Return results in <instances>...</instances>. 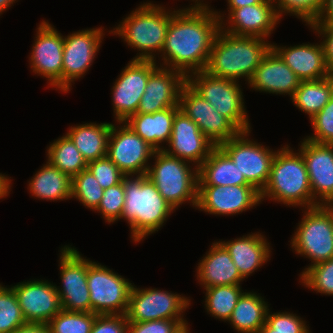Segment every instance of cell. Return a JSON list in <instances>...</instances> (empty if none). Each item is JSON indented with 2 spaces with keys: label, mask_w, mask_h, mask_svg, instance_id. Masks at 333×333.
I'll return each mask as SVG.
<instances>
[{
  "label": "cell",
  "mask_w": 333,
  "mask_h": 333,
  "mask_svg": "<svg viewBox=\"0 0 333 333\" xmlns=\"http://www.w3.org/2000/svg\"><path fill=\"white\" fill-rule=\"evenodd\" d=\"M191 300L183 294L158 288H139L133 284L126 313L128 322L186 320Z\"/></svg>",
  "instance_id": "cell-10"
},
{
  "label": "cell",
  "mask_w": 333,
  "mask_h": 333,
  "mask_svg": "<svg viewBox=\"0 0 333 333\" xmlns=\"http://www.w3.org/2000/svg\"><path fill=\"white\" fill-rule=\"evenodd\" d=\"M310 122L314 133L305 138L311 142L333 145V95Z\"/></svg>",
  "instance_id": "cell-42"
},
{
  "label": "cell",
  "mask_w": 333,
  "mask_h": 333,
  "mask_svg": "<svg viewBox=\"0 0 333 333\" xmlns=\"http://www.w3.org/2000/svg\"><path fill=\"white\" fill-rule=\"evenodd\" d=\"M186 82L187 77L180 71L158 65L149 76L137 113L179 107L180 91Z\"/></svg>",
  "instance_id": "cell-23"
},
{
  "label": "cell",
  "mask_w": 333,
  "mask_h": 333,
  "mask_svg": "<svg viewBox=\"0 0 333 333\" xmlns=\"http://www.w3.org/2000/svg\"><path fill=\"white\" fill-rule=\"evenodd\" d=\"M158 66L154 60H133L121 70L111 88L115 122H125L137 113L151 72Z\"/></svg>",
  "instance_id": "cell-16"
},
{
  "label": "cell",
  "mask_w": 333,
  "mask_h": 333,
  "mask_svg": "<svg viewBox=\"0 0 333 333\" xmlns=\"http://www.w3.org/2000/svg\"><path fill=\"white\" fill-rule=\"evenodd\" d=\"M112 123H84L69 127L66 135L73 141L86 162L107 156V144Z\"/></svg>",
  "instance_id": "cell-31"
},
{
  "label": "cell",
  "mask_w": 333,
  "mask_h": 333,
  "mask_svg": "<svg viewBox=\"0 0 333 333\" xmlns=\"http://www.w3.org/2000/svg\"><path fill=\"white\" fill-rule=\"evenodd\" d=\"M299 276V283L306 289L333 296V258L308 267Z\"/></svg>",
  "instance_id": "cell-39"
},
{
  "label": "cell",
  "mask_w": 333,
  "mask_h": 333,
  "mask_svg": "<svg viewBox=\"0 0 333 333\" xmlns=\"http://www.w3.org/2000/svg\"><path fill=\"white\" fill-rule=\"evenodd\" d=\"M250 185L232 159L216 146L198 167V186Z\"/></svg>",
  "instance_id": "cell-29"
},
{
  "label": "cell",
  "mask_w": 333,
  "mask_h": 333,
  "mask_svg": "<svg viewBox=\"0 0 333 333\" xmlns=\"http://www.w3.org/2000/svg\"><path fill=\"white\" fill-rule=\"evenodd\" d=\"M125 205V189L124 182L110 186L104 189L103 197L94 210L95 213H100L101 218L108 224L115 223L121 220V215Z\"/></svg>",
  "instance_id": "cell-41"
},
{
  "label": "cell",
  "mask_w": 333,
  "mask_h": 333,
  "mask_svg": "<svg viewBox=\"0 0 333 333\" xmlns=\"http://www.w3.org/2000/svg\"><path fill=\"white\" fill-rule=\"evenodd\" d=\"M179 109L192 119L215 146L236 137L241 131L201 97L187 82L180 91Z\"/></svg>",
  "instance_id": "cell-18"
},
{
  "label": "cell",
  "mask_w": 333,
  "mask_h": 333,
  "mask_svg": "<svg viewBox=\"0 0 333 333\" xmlns=\"http://www.w3.org/2000/svg\"><path fill=\"white\" fill-rule=\"evenodd\" d=\"M46 151L47 161L71 179L87 169L88 163L66 134L50 142Z\"/></svg>",
  "instance_id": "cell-34"
},
{
  "label": "cell",
  "mask_w": 333,
  "mask_h": 333,
  "mask_svg": "<svg viewBox=\"0 0 333 333\" xmlns=\"http://www.w3.org/2000/svg\"><path fill=\"white\" fill-rule=\"evenodd\" d=\"M34 38L28 57L31 71L46 78L48 87L62 92L64 35L42 19Z\"/></svg>",
  "instance_id": "cell-15"
},
{
  "label": "cell",
  "mask_w": 333,
  "mask_h": 333,
  "mask_svg": "<svg viewBox=\"0 0 333 333\" xmlns=\"http://www.w3.org/2000/svg\"><path fill=\"white\" fill-rule=\"evenodd\" d=\"M187 83L241 132L252 129L239 82L216 77L202 70L189 74Z\"/></svg>",
  "instance_id": "cell-8"
},
{
  "label": "cell",
  "mask_w": 333,
  "mask_h": 333,
  "mask_svg": "<svg viewBox=\"0 0 333 333\" xmlns=\"http://www.w3.org/2000/svg\"><path fill=\"white\" fill-rule=\"evenodd\" d=\"M18 0H0V16Z\"/></svg>",
  "instance_id": "cell-52"
},
{
  "label": "cell",
  "mask_w": 333,
  "mask_h": 333,
  "mask_svg": "<svg viewBox=\"0 0 333 333\" xmlns=\"http://www.w3.org/2000/svg\"><path fill=\"white\" fill-rule=\"evenodd\" d=\"M252 36H238L219 30L214 39L205 71L228 80L247 84L272 43ZM268 41V42H267Z\"/></svg>",
  "instance_id": "cell-3"
},
{
  "label": "cell",
  "mask_w": 333,
  "mask_h": 333,
  "mask_svg": "<svg viewBox=\"0 0 333 333\" xmlns=\"http://www.w3.org/2000/svg\"><path fill=\"white\" fill-rule=\"evenodd\" d=\"M302 140L297 151L305 161L314 202L333 206V145Z\"/></svg>",
  "instance_id": "cell-21"
},
{
  "label": "cell",
  "mask_w": 333,
  "mask_h": 333,
  "mask_svg": "<svg viewBox=\"0 0 333 333\" xmlns=\"http://www.w3.org/2000/svg\"><path fill=\"white\" fill-rule=\"evenodd\" d=\"M314 23H333V0H325L321 12Z\"/></svg>",
  "instance_id": "cell-49"
},
{
  "label": "cell",
  "mask_w": 333,
  "mask_h": 333,
  "mask_svg": "<svg viewBox=\"0 0 333 333\" xmlns=\"http://www.w3.org/2000/svg\"><path fill=\"white\" fill-rule=\"evenodd\" d=\"M112 269L87 259V284L91 312L98 315H126L134 283Z\"/></svg>",
  "instance_id": "cell-9"
},
{
  "label": "cell",
  "mask_w": 333,
  "mask_h": 333,
  "mask_svg": "<svg viewBox=\"0 0 333 333\" xmlns=\"http://www.w3.org/2000/svg\"><path fill=\"white\" fill-rule=\"evenodd\" d=\"M204 308L216 320L228 322L244 290L241 285H221L205 288Z\"/></svg>",
  "instance_id": "cell-35"
},
{
  "label": "cell",
  "mask_w": 333,
  "mask_h": 333,
  "mask_svg": "<svg viewBox=\"0 0 333 333\" xmlns=\"http://www.w3.org/2000/svg\"><path fill=\"white\" fill-rule=\"evenodd\" d=\"M259 204L260 192L251 185L198 186L195 209L215 216H233Z\"/></svg>",
  "instance_id": "cell-19"
},
{
  "label": "cell",
  "mask_w": 333,
  "mask_h": 333,
  "mask_svg": "<svg viewBox=\"0 0 333 333\" xmlns=\"http://www.w3.org/2000/svg\"><path fill=\"white\" fill-rule=\"evenodd\" d=\"M103 192L104 189L88 168L72 178L71 199H76L85 208L94 211L103 197Z\"/></svg>",
  "instance_id": "cell-36"
},
{
  "label": "cell",
  "mask_w": 333,
  "mask_h": 333,
  "mask_svg": "<svg viewBox=\"0 0 333 333\" xmlns=\"http://www.w3.org/2000/svg\"><path fill=\"white\" fill-rule=\"evenodd\" d=\"M163 151L192 163L197 168L216 147L199 129L198 125L182 111L175 114L171 137Z\"/></svg>",
  "instance_id": "cell-22"
},
{
  "label": "cell",
  "mask_w": 333,
  "mask_h": 333,
  "mask_svg": "<svg viewBox=\"0 0 333 333\" xmlns=\"http://www.w3.org/2000/svg\"><path fill=\"white\" fill-rule=\"evenodd\" d=\"M64 245L59 253L61 285L56 289L61 307L66 311L91 312L90 291L87 284V259L76 247Z\"/></svg>",
  "instance_id": "cell-12"
},
{
  "label": "cell",
  "mask_w": 333,
  "mask_h": 333,
  "mask_svg": "<svg viewBox=\"0 0 333 333\" xmlns=\"http://www.w3.org/2000/svg\"><path fill=\"white\" fill-rule=\"evenodd\" d=\"M13 180L9 178V176H7V174L5 175L0 173V199L6 198L9 193L12 191L11 189V185Z\"/></svg>",
  "instance_id": "cell-50"
},
{
  "label": "cell",
  "mask_w": 333,
  "mask_h": 333,
  "mask_svg": "<svg viewBox=\"0 0 333 333\" xmlns=\"http://www.w3.org/2000/svg\"><path fill=\"white\" fill-rule=\"evenodd\" d=\"M111 125L107 157L126 176L146 175L156 151L125 122Z\"/></svg>",
  "instance_id": "cell-13"
},
{
  "label": "cell",
  "mask_w": 333,
  "mask_h": 333,
  "mask_svg": "<svg viewBox=\"0 0 333 333\" xmlns=\"http://www.w3.org/2000/svg\"><path fill=\"white\" fill-rule=\"evenodd\" d=\"M87 168L103 189L121 183L126 176L107 156L88 162Z\"/></svg>",
  "instance_id": "cell-44"
},
{
  "label": "cell",
  "mask_w": 333,
  "mask_h": 333,
  "mask_svg": "<svg viewBox=\"0 0 333 333\" xmlns=\"http://www.w3.org/2000/svg\"><path fill=\"white\" fill-rule=\"evenodd\" d=\"M13 288L26 323H46L61 310L56 284L48 280H25Z\"/></svg>",
  "instance_id": "cell-20"
},
{
  "label": "cell",
  "mask_w": 333,
  "mask_h": 333,
  "mask_svg": "<svg viewBox=\"0 0 333 333\" xmlns=\"http://www.w3.org/2000/svg\"><path fill=\"white\" fill-rule=\"evenodd\" d=\"M179 110V107H170L152 114L136 113L125 123L156 151L163 150L170 140L173 120Z\"/></svg>",
  "instance_id": "cell-28"
},
{
  "label": "cell",
  "mask_w": 333,
  "mask_h": 333,
  "mask_svg": "<svg viewBox=\"0 0 333 333\" xmlns=\"http://www.w3.org/2000/svg\"><path fill=\"white\" fill-rule=\"evenodd\" d=\"M272 48L301 81L319 80L331 75L321 42L319 44L308 42L289 47L272 43Z\"/></svg>",
  "instance_id": "cell-25"
},
{
  "label": "cell",
  "mask_w": 333,
  "mask_h": 333,
  "mask_svg": "<svg viewBox=\"0 0 333 333\" xmlns=\"http://www.w3.org/2000/svg\"><path fill=\"white\" fill-rule=\"evenodd\" d=\"M333 95V75L319 79L300 81L295 90L292 103L301 112L308 115L309 120L329 102Z\"/></svg>",
  "instance_id": "cell-33"
},
{
  "label": "cell",
  "mask_w": 333,
  "mask_h": 333,
  "mask_svg": "<svg viewBox=\"0 0 333 333\" xmlns=\"http://www.w3.org/2000/svg\"><path fill=\"white\" fill-rule=\"evenodd\" d=\"M302 212L289 241L292 251L311 261L300 275L308 267L333 258V206L319 205Z\"/></svg>",
  "instance_id": "cell-7"
},
{
  "label": "cell",
  "mask_w": 333,
  "mask_h": 333,
  "mask_svg": "<svg viewBox=\"0 0 333 333\" xmlns=\"http://www.w3.org/2000/svg\"><path fill=\"white\" fill-rule=\"evenodd\" d=\"M98 314L61 310L48 325L51 333H91Z\"/></svg>",
  "instance_id": "cell-37"
},
{
  "label": "cell",
  "mask_w": 333,
  "mask_h": 333,
  "mask_svg": "<svg viewBox=\"0 0 333 333\" xmlns=\"http://www.w3.org/2000/svg\"><path fill=\"white\" fill-rule=\"evenodd\" d=\"M220 21L207 2L179 8L171 17L157 64L186 77L206 69ZM161 58V59H160Z\"/></svg>",
  "instance_id": "cell-1"
},
{
  "label": "cell",
  "mask_w": 333,
  "mask_h": 333,
  "mask_svg": "<svg viewBox=\"0 0 333 333\" xmlns=\"http://www.w3.org/2000/svg\"><path fill=\"white\" fill-rule=\"evenodd\" d=\"M178 333H191L190 328H189V324L185 325Z\"/></svg>",
  "instance_id": "cell-54"
},
{
  "label": "cell",
  "mask_w": 333,
  "mask_h": 333,
  "mask_svg": "<svg viewBox=\"0 0 333 333\" xmlns=\"http://www.w3.org/2000/svg\"><path fill=\"white\" fill-rule=\"evenodd\" d=\"M257 333H272V328L267 323H265Z\"/></svg>",
  "instance_id": "cell-53"
},
{
  "label": "cell",
  "mask_w": 333,
  "mask_h": 333,
  "mask_svg": "<svg viewBox=\"0 0 333 333\" xmlns=\"http://www.w3.org/2000/svg\"><path fill=\"white\" fill-rule=\"evenodd\" d=\"M219 242L229 252L244 280L271 260L272 246L260 231L228 241L219 239Z\"/></svg>",
  "instance_id": "cell-26"
},
{
  "label": "cell",
  "mask_w": 333,
  "mask_h": 333,
  "mask_svg": "<svg viewBox=\"0 0 333 333\" xmlns=\"http://www.w3.org/2000/svg\"><path fill=\"white\" fill-rule=\"evenodd\" d=\"M123 182L125 205L121 220L130 226L132 242L138 243L161 230L175 210L146 175L125 176Z\"/></svg>",
  "instance_id": "cell-2"
},
{
  "label": "cell",
  "mask_w": 333,
  "mask_h": 333,
  "mask_svg": "<svg viewBox=\"0 0 333 333\" xmlns=\"http://www.w3.org/2000/svg\"><path fill=\"white\" fill-rule=\"evenodd\" d=\"M152 160L155 162L149 164L146 176L156 186L160 195L174 210L187 202L196 208L198 168L163 150L155 151Z\"/></svg>",
  "instance_id": "cell-6"
},
{
  "label": "cell",
  "mask_w": 333,
  "mask_h": 333,
  "mask_svg": "<svg viewBox=\"0 0 333 333\" xmlns=\"http://www.w3.org/2000/svg\"><path fill=\"white\" fill-rule=\"evenodd\" d=\"M188 324L187 320L128 322V333H178Z\"/></svg>",
  "instance_id": "cell-45"
},
{
  "label": "cell",
  "mask_w": 333,
  "mask_h": 333,
  "mask_svg": "<svg viewBox=\"0 0 333 333\" xmlns=\"http://www.w3.org/2000/svg\"><path fill=\"white\" fill-rule=\"evenodd\" d=\"M264 0H227V9H236L244 6H250L254 4H260Z\"/></svg>",
  "instance_id": "cell-51"
},
{
  "label": "cell",
  "mask_w": 333,
  "mask_h": 333,
  "mask_svg": "<svg viewBox=\"0 0 333 333\" xmlns=\"http://www.w3.org/2000/svg\"><path fill=\"white\" fill-rule=\"evenodd\" d=\"M266 323L272 328V333H310L309 325L293 312H270L268 309Z\"/></svg>",
  "instance_id": "cell-43"
},
{
  "label": "cell",
  "mask_w": 333,
  "mask_h": 333,
  "mask_svg": "<svg viewBox=\"0 0 333 333\" xmlns=\"http://www.w3.org/2000/svg\"><path fill=\"white\" fill-rule=\"evenodd\" d=\"M105 35L104 27L82 29L64 36L62 92L69 93L72 85L92 66ZM73 83V84H72Z\"/></svg>",
  "instance_id": "cell-14"
},
{
  "label": "cell",
  "mask_w": 333,
  "mask_h": 333,
  "mask_svg": "<svg viewBox=\"0 0 333 333\" xmlns=\"http://www.w3.org/2000/svg\"><path fill=\"white\" fill-rule=\"evenodd\" d=\"M288 144L277 149L269 180L260 193L261 203L271 200L286 206L308 209L317 207L302 154Z\"/></svg>",
  "instance_id": "cell-5"
},
{
  "label": "cell",
  "mask_w": 333,
  "mask_h": 333,
  "mask_svg": "<svg viewBox=\"0 0 333 333\" xmlns=\"http://www.w3.org/2000/svg\"><path fill=\"white\" fill-rule=\"evenodd\" d=\"M251 131L240 132L219 147L236 164L246 181L261 193L269 180L271 164L277 150L250 139Z\"/></svg>",
  "instance_id": "cell-11"
},
{
  "label": "cell",
  "mask_w": 333,
  "mask_h": 333,
  "mask_svg": "<svg viewBox=\"0 0 333 333\" xmlns=\"http://www.w3.org/2000/svg\"><path fill=\"white\" fill-rule=\"evenodd\" d=\"M214 11L219 18L221 30L238 36H252L267 40L281 21L274 0H264L260 4L227 9L228 15L224 11L216 9Z\"/></svg>",
  "instance_id": "cell-17"
},
{
  "label": "cell",
  "mask_w": 333,
  "mask_h": 333,
  "mask_svg": "<svg viewBox=\"0 0 333 333\" xmlns=\"http://www.w3.org/2000/svg\"><path fill=\"white\" fill-rule=\"evenodd\" d=\"M268 302L260 293L245 291L240 296L228 320L238 333H257L266 323Z\"/></svg>",
  "instance_id": "cell-32"
},
{
  "label": "cell",
  "mask_w": 333,
  "mask_h": 333,
  "mask_svg": "<svg viewBox=\"0 0 333 333\" xmlns=\"http://www.w3.org/2000/svg\"><path fill=\"white\" fill-rule=\"evenodd\" d=\"M91 333H128L126 315H97Z\"/></svg>",
  "instance_id": "cell-46"
},
{
  "label": "cell",
  "mask_w": 333,
  "mask_h": 333,
  "mask_svg": "<svg viewBox=\"0 0 333 333\" xmlns=\"http://www.w3.org/2000/svg\"><path fill=\"white\" fill-rule=\"evenodd\" d=\"M196 267L197 282L204 289L221 285H241L244 281L229 252L219 241L212 242Z\"/></svg>",
  "instance_id": "cell-27"
},
{
  "label": "cell",
  "mask_w": 333,
  "mask_h": 333,
  "mask_svg": "<svg viewBox=\"0 0 333 333\" xmlns=\"http://www.w3.org/2000/svg\"><path fill=\"white\" fill-rule=\"evenodd\" d=\"M324 2L325 0H274L280 19L287 14L296 16L295 18L301 19L306 26L317 20Z\"/></svg>",
  "instance_id": "cell-40"
},
{
  "label": "cell",
  "mask_w": 333,
  "mask_h": 333,
  "mask_svg": "<svg viewBox=\"0 0 333 333\" xmlns=\"http://www.w3.org/2000/svg\"><path fill=\"white\" fill-rule=\"evenodd\" d=\"M309 30L321 37L327 68L333 75V23H312Z\"/></svg>",
  "instance_id": "cell-47"
},
{
  "label": "cell",
  "mask_w": 333,
  "mask_h": 333,
  "mask_svg": "<svg viewBox=\"0 0 333 333\" xmlns=\"http://www.w3.org/2000/svg\"><path fill=\"white\" fill-rule=\"evenodd\" d=\"M192 2H194V3H205L204 1L205 0H191Z\"/></svg>",
  "instance_id": "cell-55"
},
{
  "label": "cell",
  "mask_w": 333,
  "mask_h": 333,
  "mask_svg": "<svg viewBox=\"0 0 333 333\" xmlns=\"http://www.w3.org/2000/svg\"><path fill=\"white\" fill-rule=\"evenodd\" d=\"M300 79L285 64L279 54L271 47L248 82V86L257 92L293 97L299 87Z\"/></svg>",
  "instance_id": "cell-24"
},
{
  "label": "cell",
  "mask_w": 333,
  "mask_h": 333,
  "mask_svg": "<svg viewBox=\"0 0 333 333\" xmlns=\"http://www.w3.org/2000/svg\"><path fill=\"white\" fill-rule=\"evenodd\" d=\"M122 19L109 34L118 35L131 49L138 53L133 60H154L165 44V37L172 15L178 10L153 1L141 2ZM173 9V10H171Z\"/></svg>",
  "instance_id": "cell-4"
},
{
  "label": "cell",
  "mask_w": 333,
  "mask_h": 333,
  "mask_svg": "<svg viewBox=\"0 0 333 333\" xmlns=\"http://www.w3.org/2000/svg\"><path fill=\"white\" fill-rule=\"evenodd\" d=\"M25 323L13 288L0 283V333H13Z\"/></svg>",
  "instance_id": "cell-38"
},
{
  "label": "cell",
  "mask_w": 333,
  "mask_h": 333,
  "mask_svg": "<svg viewBox=\"0 0 333 333\" xmlns=\"http://www.w3.org/2000/svg\"><path fill=\"white\" fill-rule=\"evenodd\" d=\"M13 333H51V330L46 323H25Z\"/></svg>",
  "instance_id": "cell-48"
},
{
  "label": "cell",
  "mask_w": 333,
  "mask_h": 333,
  "mask_svg": "<svg viewBox=\"0 0 333 333\" xmlns=\"http://www.w3.org/2000/svg\"><path fill=\"white\" fill-rule=\"evenodd\" d=\"M72 179L48 161L28 181V191L34 198L46 201L71 199Z\"/></svg>",
  "instance_id": "cell-30"
}]
</instances>
